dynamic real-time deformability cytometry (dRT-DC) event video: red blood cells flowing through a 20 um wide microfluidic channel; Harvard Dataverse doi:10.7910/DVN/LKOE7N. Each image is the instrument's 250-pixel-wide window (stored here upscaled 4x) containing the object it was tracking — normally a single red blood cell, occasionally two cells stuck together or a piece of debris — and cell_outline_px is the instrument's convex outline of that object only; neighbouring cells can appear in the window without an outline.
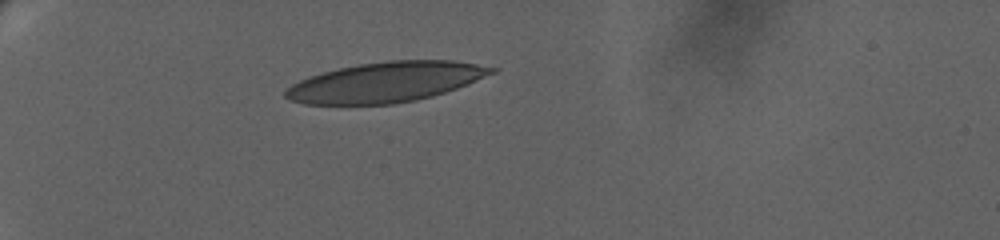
{"species": "human", "species_latin": "Homo sapiens", "temperature_condition": "warm", "stored_images_in_passage": 8, "camera_frame_rate_fps": 3000, "um_per_image_px": 0.085, "donor": {"sex": "female"}, "frame": {"image": 1, "passage_image": 1, "time_ms": 0.0, "image_size_px": [1000, 240], "cell_outline_px": [[496, 72], [456, 88], [432, 96], [416, 100], [392, 104], [308, 104], [292, 100], [284, 96], [284, 92], [292, 84], [300, 80], [324, 72], [340, 68], [360, 64], [392, 60], [448, 60], [496, 68]], "centroid_in_image_um": [32.77, 6.98], "position_along_channel_um": 52.2, "area_um2": 47.22}}
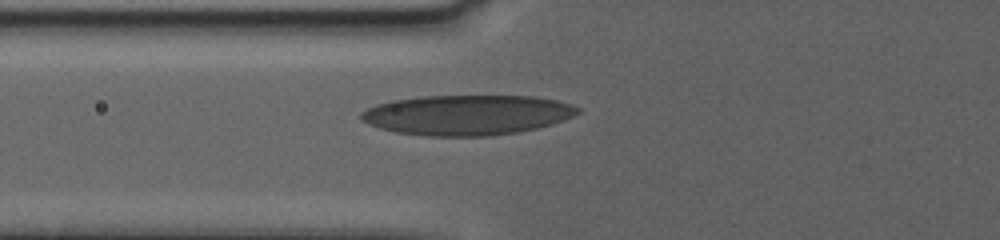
{"frame": {"image": 2, "passage_image": 7, "time_ms": 2.333, "image_size_px": [1000, 240], "cell_outline_px": [[580, 112], [572, 116], [536, 128], [520, 132], [488, 136], [428, 136], [396, 132], [380, 128], [368, 124], [360, 120], [360, 112], [368, 108], [392, 100], [424, 96], [532, 96], [556, 100], [580, 108]], "centroid_in_image_um": [39.66, 9.77], "position_along_channel_um": 86.1, "area_um2": 50.29}}